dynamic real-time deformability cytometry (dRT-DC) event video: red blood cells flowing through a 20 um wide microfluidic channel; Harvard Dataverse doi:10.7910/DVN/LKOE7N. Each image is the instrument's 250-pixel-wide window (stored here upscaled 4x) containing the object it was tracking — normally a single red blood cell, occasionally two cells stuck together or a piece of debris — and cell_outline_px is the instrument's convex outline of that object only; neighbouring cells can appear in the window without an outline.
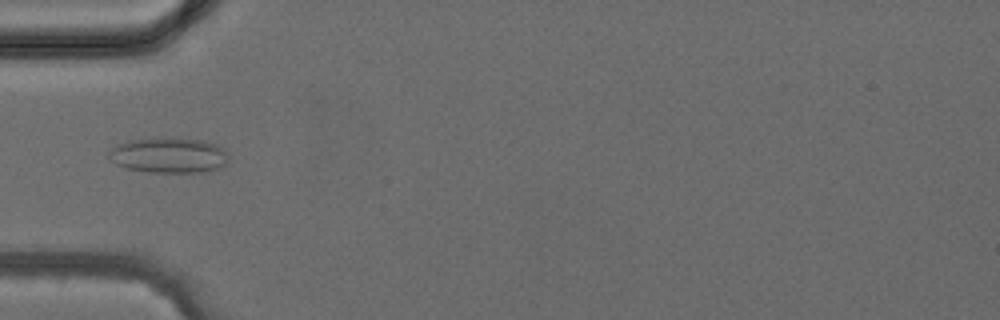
{"species": "common noctule bat (a hibernating species)", "species_latin": "Nyctalus noctula", "temperature_condition": "cold", "stored_images_in_passage": 4, "camera_frame_rate_fps": 3000, "um_per_image_px": 0.085, "animal": {"sex": "female", "body_mass_g": 24.6, "forearm_length_mm": 56.2}, "frame": {"image": 1, "passage_image": 4, "time_ms": 4.333, "image_size_px": [1000, 320], "cell_outline_px": [[228, 160], [224, 164], [216, 168], [204, 172], [148, 172], [128, 168], [116, 164], [108, 156], [108, 152], [116, 144], [128, 140], [160, 136], [176, 136], [204, 140], [216, 144], [224, 148], [228, 152]], "centroid_in_image_um": [14.35, 13.15], "position_along_channel_um": 70.7, "area_um2": 25.32}}